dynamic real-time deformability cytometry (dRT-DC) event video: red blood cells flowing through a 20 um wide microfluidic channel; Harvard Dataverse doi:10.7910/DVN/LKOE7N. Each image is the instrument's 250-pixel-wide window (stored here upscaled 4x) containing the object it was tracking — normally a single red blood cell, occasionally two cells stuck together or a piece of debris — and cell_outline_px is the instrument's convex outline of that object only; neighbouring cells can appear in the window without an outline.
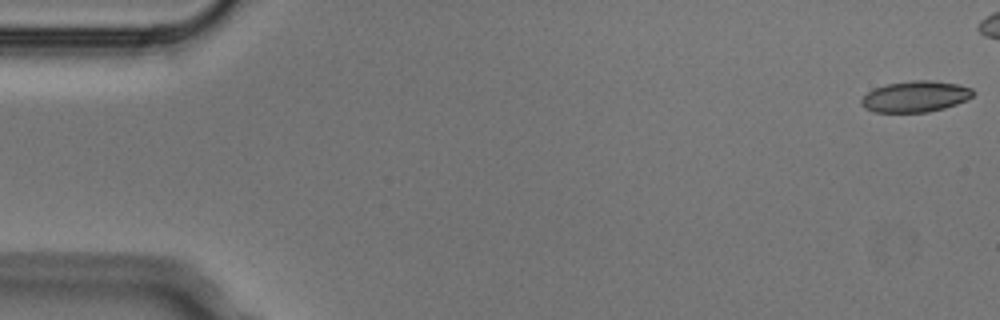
{"species": "Egyptian fruit bat (a non-hibernating species)", "species_latin": "Rousettus aegyptiacus", "temperature_condition": "cold", "stored_images_in_passage": 5, "camera_frame_rate_fps": 3000, "um_per_image_px": 0.085, "animal": {"sex": "male"}, "frame": {"image": 1, "passage_image": 1, "time_ms": 0.0, "image_size_px": [1000, 320], "cell_outline_px": [[976, 92], [968, 100], [944, 108], [928, 112], [876, 112], [864, 108], [860, 104], [860, 100], [868, 92], [876, 88], [888, 84], [912, 80], [932, 80], [956, 84], [972, 88]], "centroid_in_image_um": [77.83, 8.21], "position_along_channel_um": 7.2, "area_um2": 20.23}}